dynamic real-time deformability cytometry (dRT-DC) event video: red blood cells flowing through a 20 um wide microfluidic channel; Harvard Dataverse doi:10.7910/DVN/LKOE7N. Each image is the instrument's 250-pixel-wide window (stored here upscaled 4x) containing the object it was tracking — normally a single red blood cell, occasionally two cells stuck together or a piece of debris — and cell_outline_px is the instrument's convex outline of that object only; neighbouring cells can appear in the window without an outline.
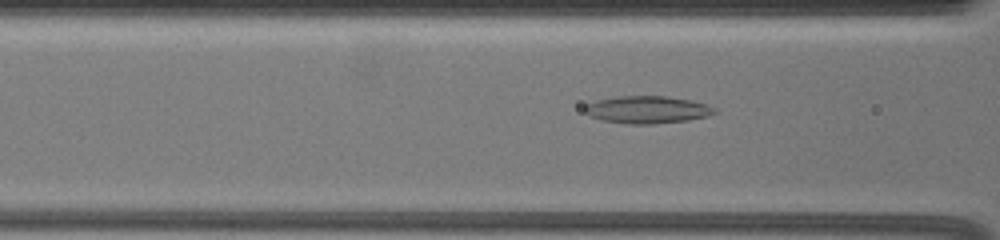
{"species": "common noctule bat (a hibernating species)", "species_latin": "Nyctalus noctula", "temperature_condition": "warm", "stored_images_in_passage": 32, "camera_frame_rate_fps": 3000, "um_per_image_px": 0.085, "animal": {"sex": "female", "body_mass_g": 19.5, "forearm_length_mm": 54.1}, "frame": {"image": 1, "passage_image": 5, "time_ms": 1.333, "image_size_px": [1000, 240], "cell_outline_px": [[720, 112], [708, 116], [688, 120], [656, 124], [624, 124], [600, 120], [584, 112], [584, 104], [596, 100], [616, 96], [668, 96], [688, 100], [704, 104], [716, 108]], "centroid_in_image_um": [55.0, 9.33], "position_along_channel_um": 111.6, "area_um2": 20.98}}
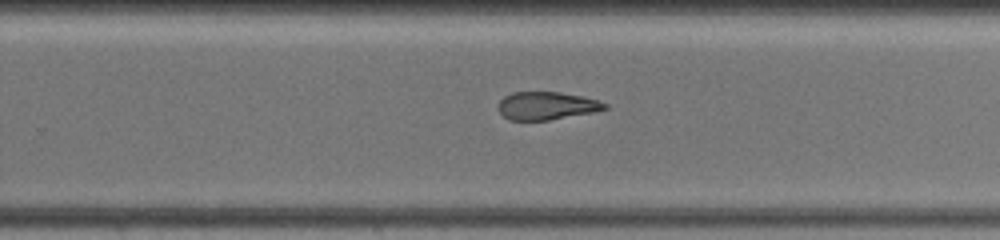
{"frame": {"image": 2, "passage_image": 20, "time_ms": 6.333, "image_size_px": [1000, 240], "cell_outline_px": [[608, 108], [596, 112], [548, 120], [508, 120], [500, 112], [496, 104], [504, 96], [512, 92], [560, 92], [584, 96], [608, 104]], "centroid_in_image_um": [46.46, 8.99], "position_along_channel_um": 283.3, "area_um2": 17.51}}
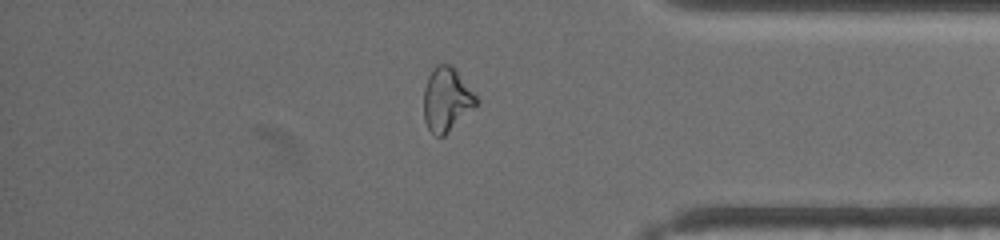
{"frame": {"image": 3, "passage_image": 31, "time_ms": 10.0, "image_size_px": [1000, 240], "cell_outline_px": [[476, 104], [444, 136], [436, 136], [428, 128], [424, 120], [424, 88], [428, 76], [432, 68], [436, 64], [448, 64], [456, 72], [476, 96]], "centroid_in_image_um": [37.9, 8.46], "position_along_channel_um": 397.3, "area_um2": 18.84}}